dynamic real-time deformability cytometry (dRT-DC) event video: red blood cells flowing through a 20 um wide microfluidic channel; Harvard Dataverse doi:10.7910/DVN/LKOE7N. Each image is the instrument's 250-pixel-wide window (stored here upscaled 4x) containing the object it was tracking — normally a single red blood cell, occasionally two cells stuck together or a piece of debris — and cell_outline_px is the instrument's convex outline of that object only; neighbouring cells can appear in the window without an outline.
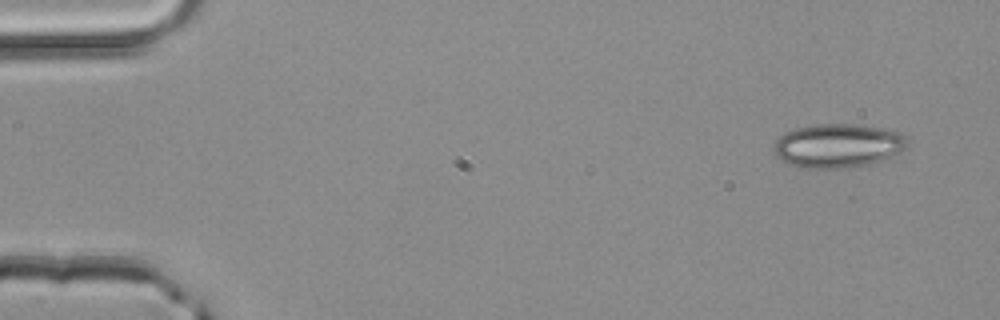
{"species": "common noctule bat (a hibernating species)", "species_latin": "Nyctalus noctula", "temperature_condition": "room temperature", "stored_images_in_passage": 4, "camera_frame_rate_fps": 3000, "um_per_image_px": 0.085, "animal": {"sex": "male", "body_mass_g": 20.4}, "frame": {"image": 1, "passage_image": 1, "time_ms": 0.0, "image_size_px": [1000, 320], "cell_outline_px": [[904, 148], [900, 152], [880, 160], [868, 164], [840, 168], [800, 168], [788, 164], [776, 156], [772, 152], [772, 148], [776, 140], [784, 132], [796, 128], [812, 124], [856, 124], [896, 132], [904, 136]], "centroid_in_image_um": [71.09, 12.39], "position_along_channel_um": 13.9, "area_um2": 33.76}}